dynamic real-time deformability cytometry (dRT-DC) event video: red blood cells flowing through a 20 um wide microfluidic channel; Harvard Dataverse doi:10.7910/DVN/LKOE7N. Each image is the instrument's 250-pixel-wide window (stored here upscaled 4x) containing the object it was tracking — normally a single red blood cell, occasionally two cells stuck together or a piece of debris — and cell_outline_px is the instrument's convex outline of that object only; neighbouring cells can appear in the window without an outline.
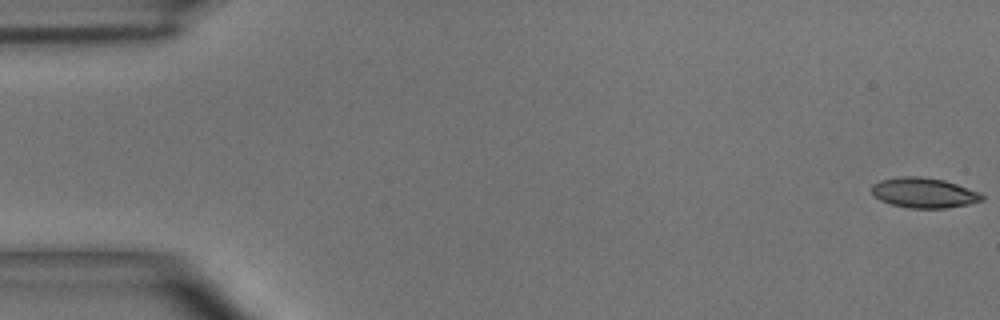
{"species": "common noctule bat (a hibernating species)", "species_latin": "Nyctalus noctula", "temperature_condition": "room temperature", "stored_images_in_passage": 49, "camera_frame_rate_fps": 3000, "um_per_image_px": 0.085, "animal": {"sex": "male", "body_mass_g": 15.6}, "frame": {"image": 1, "passage_image": 1, "time_ms": 0.0, "image_size_px": [1000, 320], "cell_outline_px": [[984, 200], [968, 204], [944, 208], [912, 208], [892, 204], [880, 200], [872, 192], [872, 184], [880, 180], [900, 176], [920, 176], [944, 180], [980, 192], [984, 196]], "centroid_in_image_um": [78.54, 16.38], "position_along_channel_um": 6.5, "area_um2": 19.25}}
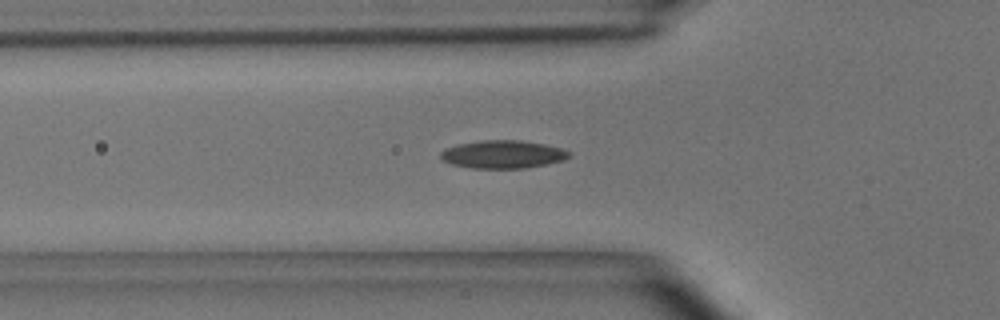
{"frame": {"image": 2, "passage_image": 17, "time_ms": 5.333, "image_size_px": [1000, 320], "cell_outline_px": [[572, 156], [564, 160], [524, 168], [472, 168], [448, 164], [440, 156], [440, 152], [444, 148], [456, 144], [480, 140], [520, 140], [544, 144], [560, 148], [572, 152]], "centroid_in_image_um": [42.71, 13.11], "position_along_channel_um": 83.1, "area_um2": 21.1}}
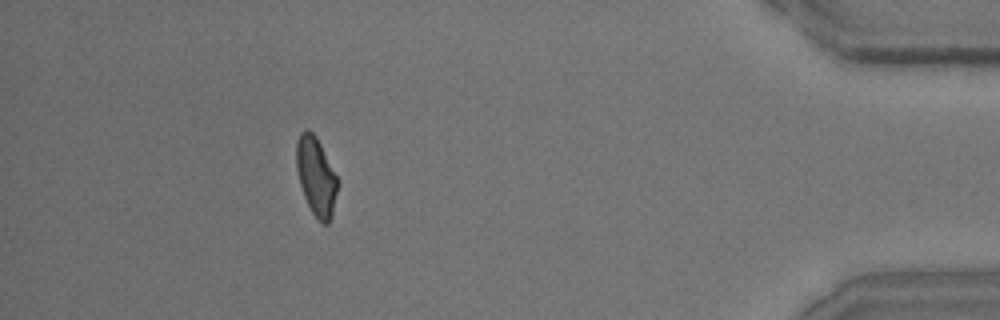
{"frame": {"image": 3, "passage_image": 45, "time_ms": 14.667, "image_size_px": [1000, 320], "cell_outline_px": [[340, 180], [332, 216], [328, 224], [324, 224], [312, 212], [304, 196], [300, 184], [296, 168], [296, 144], [300, 132], [304, 128], [308, 128], [316, 136]], "centroid_in_image_um": [26.89, 14.96], "position_along_channel_um": 408.3, "area_um2": 19.07}, "authors_computed_cell_mechanics": {"area_um2": 19.2474, "velocity_mm_per_s": 4.0542, "shape_relaxation_time_tau1_ms": 4.4387, "shape_relaxation_time_tau2_ms": 3.3506, "deformation_change_tau1": 0.1611, "deformation_change_tau2": 0.0999}}